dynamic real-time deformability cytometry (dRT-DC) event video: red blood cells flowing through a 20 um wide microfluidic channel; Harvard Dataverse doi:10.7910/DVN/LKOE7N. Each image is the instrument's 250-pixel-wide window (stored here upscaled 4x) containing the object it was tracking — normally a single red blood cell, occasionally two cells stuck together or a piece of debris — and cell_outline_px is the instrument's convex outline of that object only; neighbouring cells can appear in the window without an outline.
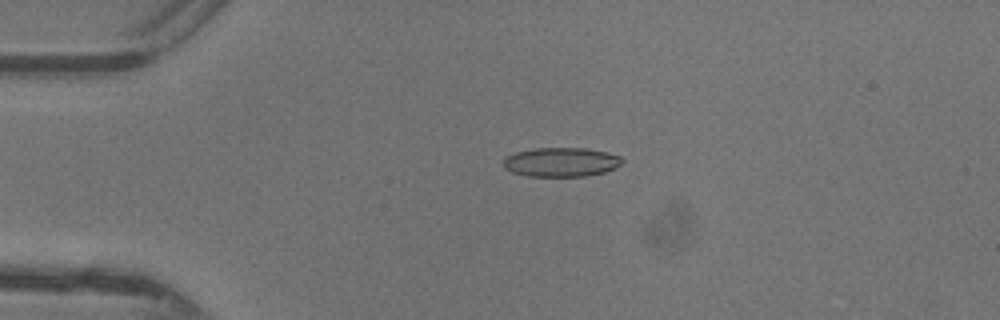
{"species": "common noctule bat (a hibernating species)", "species_latin": "Nyctalus noctula", "temperature_condition": "warm", "stored_images_in_passage": 46, "camera_frame_rate_fps": 3000, "um_per_image_px": 0.085, "animal": {"sex": "female"}, "frame": {"image": 1, "passage_image": 10, "time_ms": 3.0, "image_size_px": [1000, 320], "cell_outline_px": [[624, 160], [616, 168], [604, 172], [584, 176], [528, 176], [512, 172], [504, 168], [504, 160], [508, 156], [516, 152], [536, 148], [584, 148], [608, 152], [620, 156]], "centroid_in_image_um": [47.72, 13.78], "position_along_channel_um": 37.3, "area_um2": 20.11}}
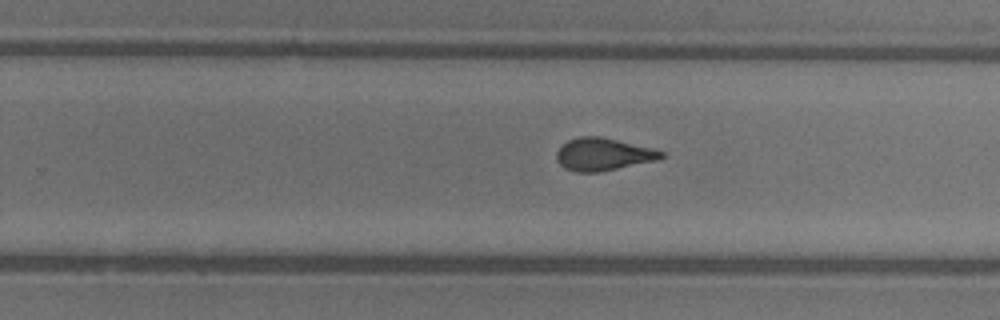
{"frame": {"image": 2, "passage_image": 29, "time_ms": 9.333, "image_size_px": [1000, 320], "cell_outline_px": [[664, 156], [660, 160], [600, 172], [576, 172], [564, 168], [556, 160], [556, 152], [568, 140], [580, 136], [600, 136], [652, 148], [664, 152]], "centroid_in_image_um": [51.28, 13.13], "position_along_channel_um": 278.5, "area_um2": 19.94}}
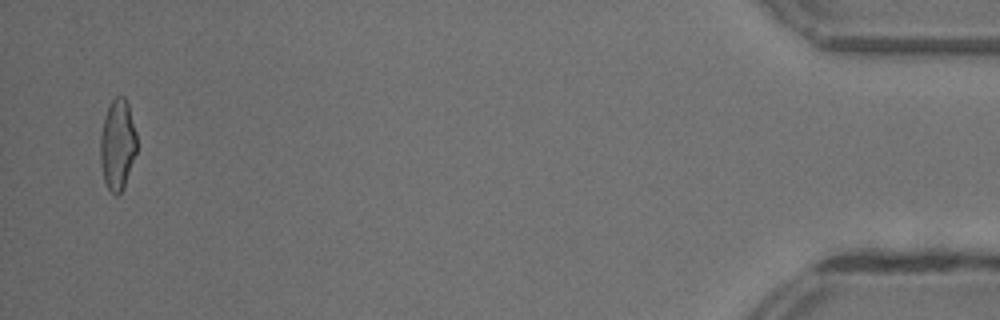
{"frame": {"image": 3, "passage_image": 45, "time_ms": 14.667, "image_size_px": [1000, 320], "cell_outline_px": [[136, 152], [124, 188], [116, 196], [108, 188], [104, 180], [100, 164], [100, 136], [104, 116], [112, 100], [116, 96], [124, 96], [128, 104], [136, 132]], "centroid_in_image_um": [9.98, 12.29], "position_along_channel_um": 425.2, "area_um2": 19.25}, "authors_computed_cell_mechanics": {"area_um2": 19.9699, "velocity_mm_per_s": 4.4125, "shape_relaxation_time_tau1_ms": 5.563, "shape_relaxation_time_tau2_ms": 1.0349, "deformation_change_tau1": 0.1841, "deformation_change_tau2": 0.078}}